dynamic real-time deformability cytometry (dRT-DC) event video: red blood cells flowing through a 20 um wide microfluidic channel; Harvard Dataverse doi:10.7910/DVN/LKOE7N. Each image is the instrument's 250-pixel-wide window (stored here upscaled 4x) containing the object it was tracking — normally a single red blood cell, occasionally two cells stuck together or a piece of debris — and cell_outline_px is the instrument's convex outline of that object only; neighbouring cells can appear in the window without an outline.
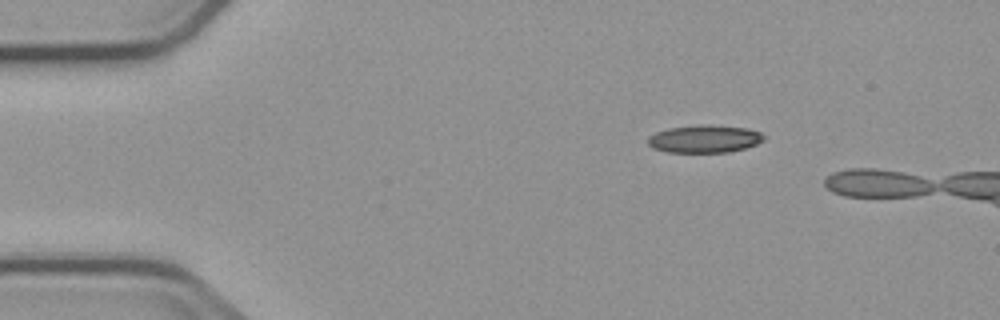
{"species": "common noctule bat (a hibernating species)", "species_latin": "Nyctalus noctula", "temperature_condition": "cold", "stored_images_in_passage": 2, "camera_frame_rate_fps": 3000, "um_per_image_px": 0.085, "animal": {"sex": "male", "body_mass_g": 23.1, "forearm_length_mm": 52.7}, "frame": {"image": 1, "passage_image": 1, "time_ms": 0.0, "image_size_px": [1000, 320], "cell_outline_px": [[764, 140], [756, 144], [744, 148], [728, 152], [668, 152], [652, 148], [648, 144], [648, 136], [656, 132], [668, 128], [696, 124], [704, 124], [748, 128], [760, 132], [764, 136]], "centroid_in_image_um": [59.86, 11.79], "position_along_channel_um": 25.1, "area_um2": 18.79}}